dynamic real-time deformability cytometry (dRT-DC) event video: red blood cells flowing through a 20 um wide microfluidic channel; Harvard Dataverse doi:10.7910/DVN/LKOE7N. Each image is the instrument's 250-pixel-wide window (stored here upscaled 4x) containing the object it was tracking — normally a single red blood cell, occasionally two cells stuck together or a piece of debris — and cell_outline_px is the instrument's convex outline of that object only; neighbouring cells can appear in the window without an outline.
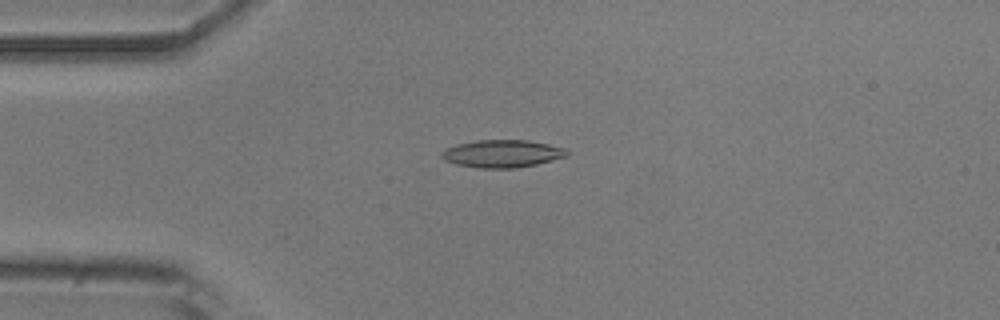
{"species": "common noctule bat (a hibernating species)", "species_latin": "Nyctalus noctula", "temperature_condition": "room temperature", "stored_images_in_passage": 53, "camera_frame_rate_fps": 3000, "um_per_image_px": 0.085, "animal": {"sex": "male", "body_mass_g": 20.5, "forearm_length_mm": 52.5}, "frame": {"image": 1, "passage_image": 13, "time_ms": 4.0, "image_size_px": [1000, 320], "cell_outline_px": [[568, 156], [536, 164], [516, 168], [480, 168], [456, 164], [444, 160], [440, 156], [440, 152], [456, 144], [476, 140], [528, 140], [568, 148]], "centroid_in_image_um": [42.7, 13.05], "position_along_channel_um": 42.3, "area_um2": 20.23}}
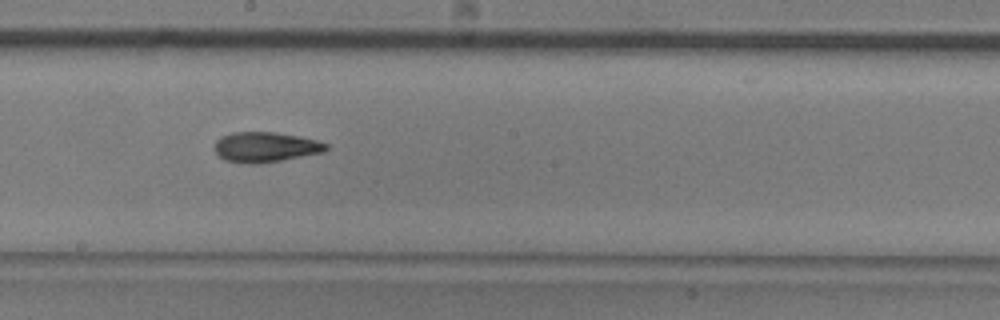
{"frame": {"image": 2, "passage_image": 29, "time_ms": 9.333, "image_size_px": [1000, 320], "cell_outline_px": [[328, 148], [324, 152], [280, 160], [256, 164], [248, 164], [224, 160], [216, 152], [216, 140], [220, 136], [232, 132], [276, 132], [300, 136], [316, 140], [328, 144]], "centroid_in_image_um": [22.56, 12.49], "position_along_channel_um": 225.6, "area_um2": 19.54}}
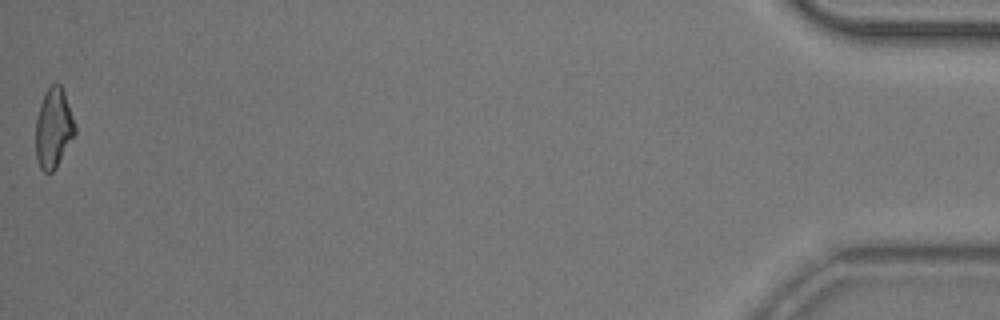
{"frame": {"image": 3, "passage_image": 53, "time_ms": 17.333, "image_size_px": [1000, 320], "cell_outline_px": [[76, 132], [56, 168], [52, 172], [44, 172], [40, 168], [36, 160], [36, 120], [40, 104], [48, 88], [52, 84], [60, 84], [64, 92], [76, 128]], "centroid_in_image_um": [4.54, 10.93], "position_along_channel_um": 430.7, "area_um2": 17.98}, "authors_computed_cell_mechanics": {"area_um2": 19.0162, "velocity_mm_per_s": 3.8018, "shape_relaxation_time_tau1_ms": 4.902, "shape_relaxation_time_tau2_ms": 6.0318, "deformation_change_tau1": 0.159, "deformation_change_tau2": 0.165}}